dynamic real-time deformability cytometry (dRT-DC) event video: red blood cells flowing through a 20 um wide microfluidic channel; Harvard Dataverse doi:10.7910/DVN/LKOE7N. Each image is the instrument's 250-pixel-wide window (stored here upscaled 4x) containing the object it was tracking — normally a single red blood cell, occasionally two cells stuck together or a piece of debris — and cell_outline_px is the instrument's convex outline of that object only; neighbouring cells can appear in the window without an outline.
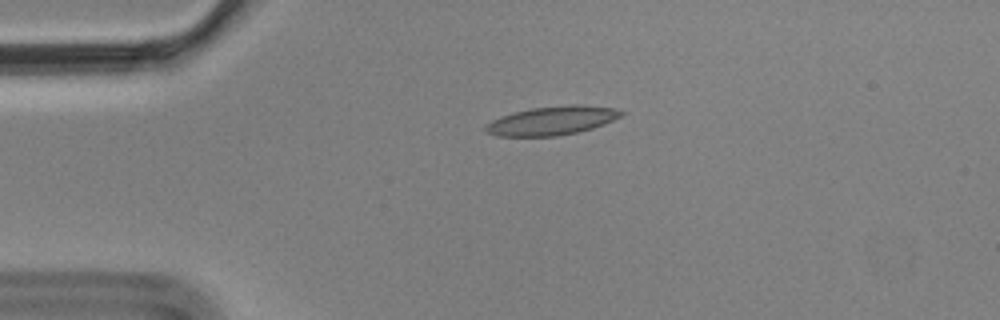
{"species": "Egyptian fruit bat (a non-hibernating species)", "species_latin": "Rousettus aegyptiacus", "temperature_condition": "cold", "stored_images_in_passage": 1, "camera_frame_rate_fps": 3000, "um_per_image_px": 0.085, "animal": {"sex": "male"}, "frame": {"image": 1, "passage_image": 1, "time_ms": 0.0, "image_size_px": [1000, 320], "cell_outline_px": [[624, 112], [620, 116], [604, 124], [592, 128], [576, 132], [556, 136], [496, 136], [488, 132], [484, 128], [492, 120], [500, 116], [532, 108], [572, 104], [580, 104], [612, 108]], "centroid_in_image_um": [46.91, 10.25], "position_along_channel_um": 38.1, "area_um2": 22.37}}